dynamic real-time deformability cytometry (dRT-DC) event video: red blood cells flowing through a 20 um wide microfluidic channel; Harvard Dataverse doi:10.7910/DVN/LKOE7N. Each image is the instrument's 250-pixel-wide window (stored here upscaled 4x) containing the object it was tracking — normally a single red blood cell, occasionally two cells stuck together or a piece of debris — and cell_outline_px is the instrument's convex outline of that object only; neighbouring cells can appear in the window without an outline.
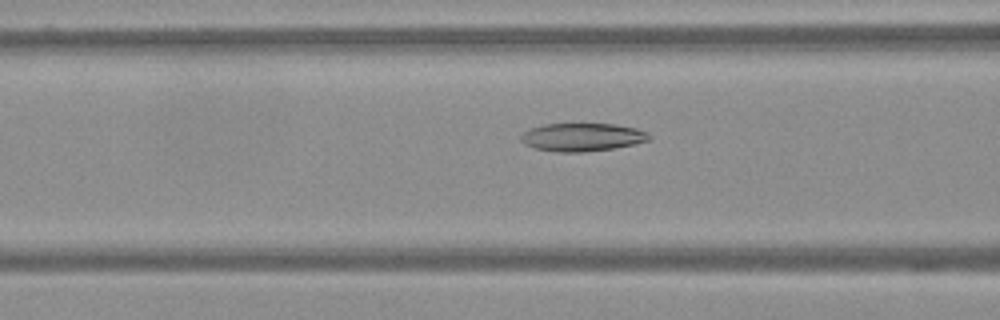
{"species": "Egyptian fruit bat (a non-hibernating species)", "species_latin": "Rousettus aegyptiacus", "temperature_condition": "warm", "stored_images_in_passage": 61, "camera_frame_rate_fps": 3000, "um_per_image_px": 0.085, "frame": {"image": 1, "passage_image": 25, "time_ms": 8.0, "image_size_px": [1000, 320], "cell_outline_px": [[652, 136], [648, 140], [636, 144], [612, 148], [584, 152], [556, 152], [536, 148], [524, 144], [520, 140], [520, 136], [524, 132], [532, 128], [544, 124], [616, 124], [636, 128], [648, 132]], "centroid_in_image_um": [49.51, 11.66], "position_along_channel_um": 117.1, "area_um2": 20.98}}
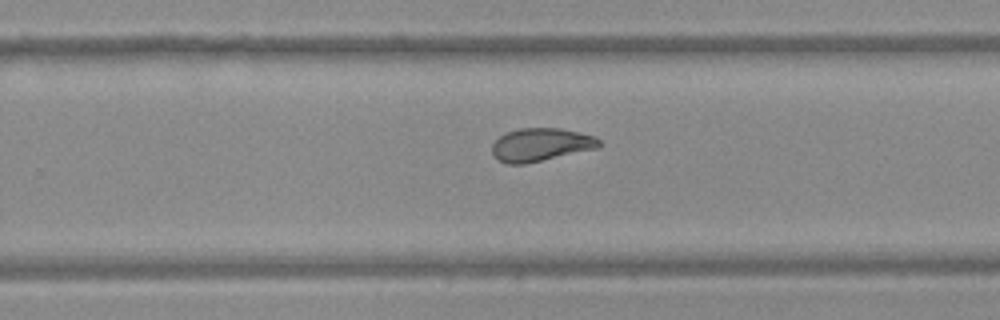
{"frame": {"image": 2, "passage_image": 40, "time_ms": 13.0, "image_size_px": [1000, 320], "cell_outline_px": [[600, 144], [596, 148], [524, 164], [508, 164], [500, 160], [492, 152], [492, 144], [500, 136], [508, 132], [520, 128], [560, 128], [580, 132], [592, 136], [600, 140]], "centroid_in_image_um": [45.95, 12.29], "position_along_channel_um": 283.8, "area_um2": 20.23}}
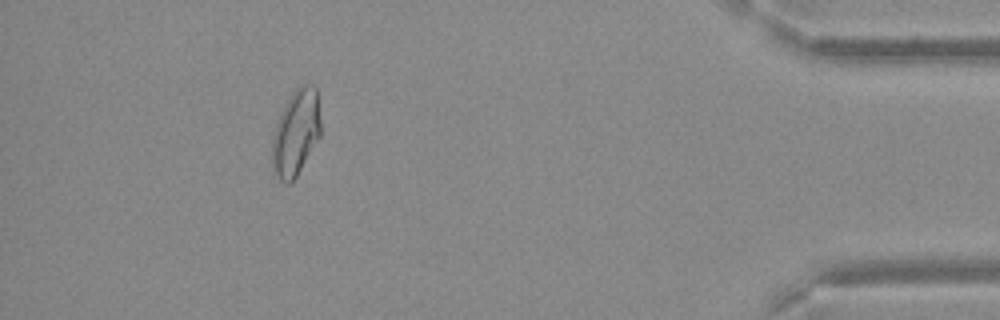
{"frame": {"image": 3, "passage_image": 56, "time_ms": 18.333, "image_size_px": [1000, 320], "cell_outline_px": [[320, 136], [296, 176], [288, 184], [284, 184], [276, 176], [272, 168], [272, 140], [276, 124], [280, 112], [284, 104], [292, 92], [300, 84], [312, 84], [316, 88], [320, 120]], "centroid_in_image_um": [25.13, 11.26], "position_along_channel_um": 410.1, "area_um2": 24.28}}